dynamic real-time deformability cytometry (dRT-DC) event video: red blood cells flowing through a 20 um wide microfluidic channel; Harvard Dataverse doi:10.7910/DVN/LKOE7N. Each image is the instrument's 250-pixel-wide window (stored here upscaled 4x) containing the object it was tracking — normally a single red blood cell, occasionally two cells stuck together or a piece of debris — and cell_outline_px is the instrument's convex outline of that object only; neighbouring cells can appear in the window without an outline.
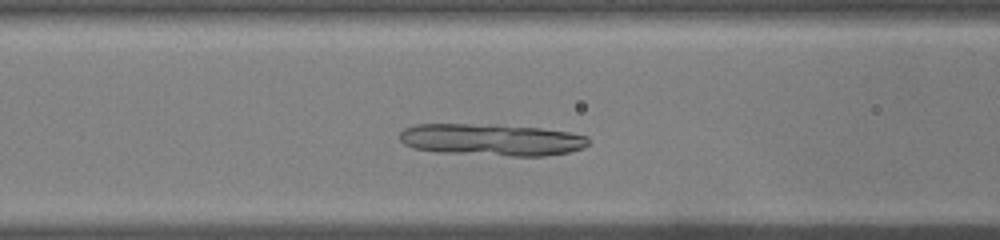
{"species": "common noctule bat (a hibernating species)", "species_latin": "Nyctalus noctula", "temperature_condition": "warm", "stored_images_in_passage": 41, "camera_frame_rate_fps": 3000, "um_per_image_px": 0.085, "animal": {"sex": "male", "body_mass_g": 19.0, "forearm_length_mm": 50.8}, "frame": {"image": 1, "passage_image": 12, "time_ms": 3.667, "image_size_px": [1000, 240], "cell_outline_px": [[588, 144], [584, 148], [568, 152], [544, 156], [512, 156], [436, 152], [412, 148], [404, 144], [400, 140], [400, 132], [404, 128], [416, 124], [496, 124], [540, 128], [568, 132], [588, 136]], "centroid_in_image_um": [41.76, 11.87], "position_along_channel_um": 124.8, "area_um2": 35.37}}
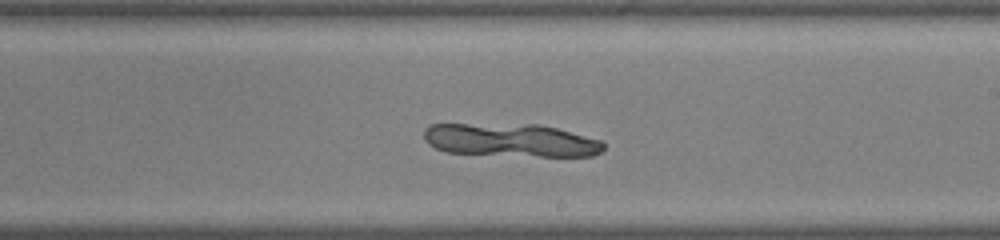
{"frame": {"image": 2, "passage_image": 21, "time_ms": 6.667, "image_size_px": [1000, 240], "cell_outline_px": [[604, 148], [600, 152], [592, 156], [540, 156], [444, 152], [428, 144], [424, 140], [424, 128], [428, 124], [540, 124], [556, 128], [600, 140], [604, 144]], "centroid_in_image_um": [43.37, 11.91], "position_along_channel_um": 245.6, "area_um2": 34.62}}
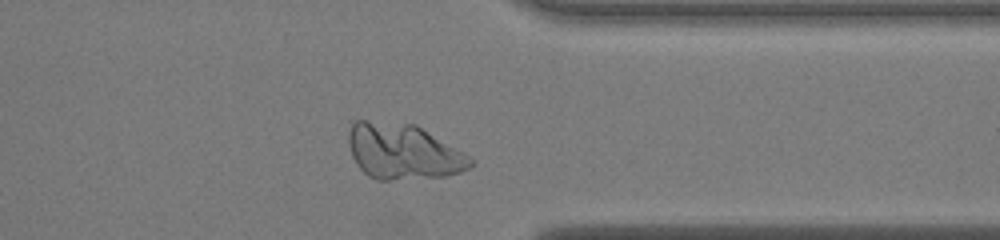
{"frame": {"image": 3, "passage_image": 31, "time_ms": 10.0, "image_size_px": [1000, 240], "cell_outline_px": [[476, 164], [460, 172], [448, 176], [388, 180], [376, 180], [368, 176], [356, 164], [352, 156], [348, 144], [348, 132], [352, 124], [356, 120], [364, 120], [416, 124], [476, 160]], "centroid_in_image_um": [34.26, 12.89], "position_along_channel_um": 377.1, "area_um2": 39.71}}